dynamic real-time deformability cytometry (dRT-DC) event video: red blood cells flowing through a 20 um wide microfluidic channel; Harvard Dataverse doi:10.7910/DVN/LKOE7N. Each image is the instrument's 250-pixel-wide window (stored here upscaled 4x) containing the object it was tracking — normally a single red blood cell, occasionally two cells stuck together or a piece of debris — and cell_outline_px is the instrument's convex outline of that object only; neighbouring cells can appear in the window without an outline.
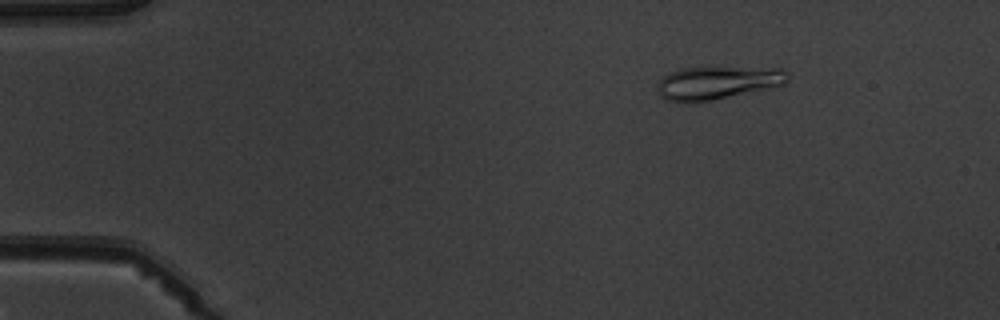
{"species": "common noctule bat (a hibernating species)", "species_latin": "Nyctalus noctula", "temperature_condition": "warm", "stored_images_in_passage": 5, "camera_frame_rate_fps": 3000, "um_per_image_px": 0.085, "animal": {"sex": "male", "body_mass_g": 19.5, "forearm_length_mm": 54.6}, "frame": {"image": 1, "passage_image": 3, "time_ms": 2.333, "image_size_px": [1000, 320], "cell_outline_px": [[788, 80], [784, 84], [712, 100], [664, 100], [660, 96], [656, 88], [656, 84], [668, 72], [684, 68], [784, 68], [788, 72]], "centroid_in_image_um": [60.98, 7.01], "position_along_channel_um": 24.0, "area_um2": 24.39}}